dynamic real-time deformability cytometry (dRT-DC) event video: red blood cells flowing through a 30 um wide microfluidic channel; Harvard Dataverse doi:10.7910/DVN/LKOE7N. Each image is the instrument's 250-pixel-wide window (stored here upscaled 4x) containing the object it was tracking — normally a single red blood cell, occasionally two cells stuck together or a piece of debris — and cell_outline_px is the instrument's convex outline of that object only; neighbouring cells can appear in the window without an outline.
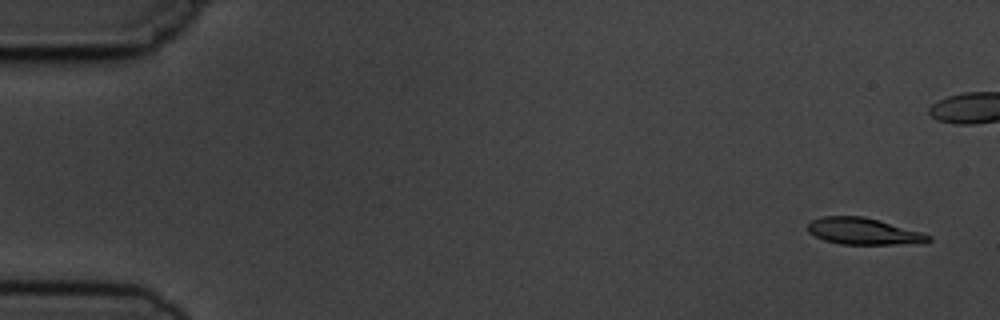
{"species": "common noctule bat (a hibernating species)", "species_latin": "Nyctalus noctula", "temperature_condition": "cold", "stored_images_in_passage": 7, "camera_frame_rate_fps": 3000, "um_per_image_px": 0.085, "animal": {"sex": "male", "body_mass_g": 19.5, "forearm_length_mm": 54.6}, "frame": {"image": 1, "passage_image": 1, "time_ms": 0.0, "image_size_px": [1000, 320], "cell_outline_px": [[932, 240], [924, 244], [840, 244], [824, 240], [808, 232], [808, 224], [812, 220], [824, 216], [864, 216], [880, 220], [920, 232], [932, 236]], "centroid_in_image_um": [73.44, 19.67], "position_along_channel_um": 11.6, "area_um2": 18.79}}
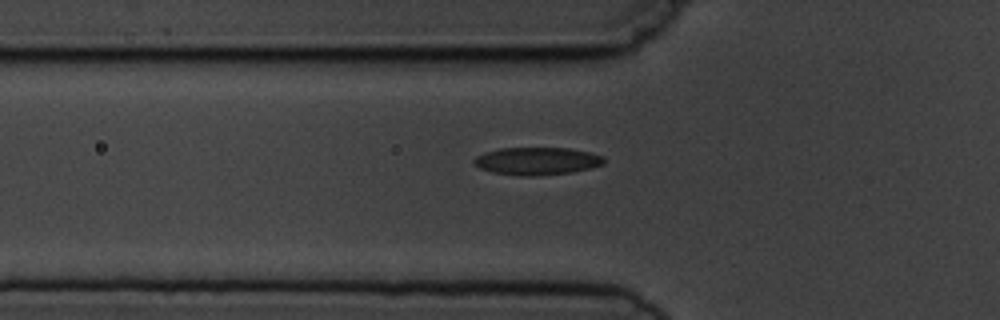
{"frame": {"image": 2, "passage_image": 7, "time_ms": 7.0, "image_size_px": [1000, 320], "cell_outline_px": [[604, 164], [592, 168], [572, 172], [536, 176], [520, 176], [492, 172], [480, 168], [472, 164], [472, 160], [476, 156], [484, 152], [500, 148], [568, 148], [588, 152], [604, 156]], "centroid_in_image_um": [45.62, 13.69], "position_along_channel_um": 80.2, "area_um2": 21.1}}